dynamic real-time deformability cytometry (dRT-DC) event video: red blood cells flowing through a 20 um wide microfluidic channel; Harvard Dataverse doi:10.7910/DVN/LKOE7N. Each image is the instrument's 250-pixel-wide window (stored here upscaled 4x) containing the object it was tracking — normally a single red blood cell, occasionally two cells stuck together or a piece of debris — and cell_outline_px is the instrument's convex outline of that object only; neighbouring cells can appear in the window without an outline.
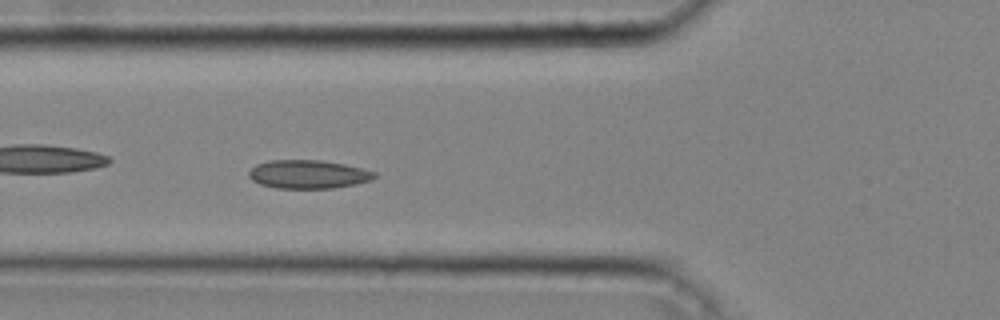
{"species": "common noctule bat (a hibernating species)", "species_latin": "Nyctalus noctula", "temperature_condition": "cold", "stored_images_in_passage": 44, "camera_frame_rate_fps": 3000, "um_per_image_px": 0.085, "animal": {"sex": "male", "body_mass_g": 20.4}, "frame": {"image": 1, "passage_image": 16, "time_ms": 5.0, "image_size_px": [1000, 320], "cell_outline_px": [[376, 176], [372, 180], [356, 184], [332, 188], [276, 188], [260, 184], [252, 180], [248, 176], [248, 172], [256, 164], [268, 160], [320, 160], [344, 164], [364, 168], [376, 172]], "centroid_in_image_um": [26.2, 14.81], "position_along_channel_um": 99.6, "area_um2": 20.98}}
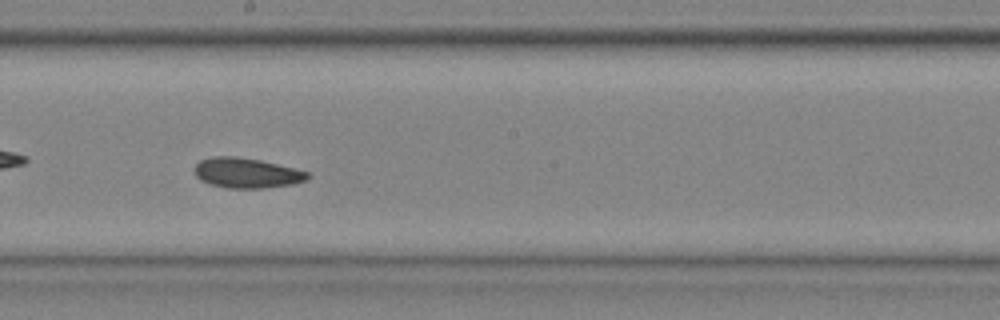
{"frame": {"image": 2, "passage_image": 25, "time_ms": 8.0, "image_size_px": [1000, 320], "cell_outline_px": [[312, 176], [304, 180], [292, 184], [264, 188], [228, 188], [212, 184], [200, 180], [196, 176], [192, 168], [200, 160], [212, 156], [236, 156], [260, 160], [308, 172]], "centroid_in_image_um": [20.91, 14.69], "position_along_channel_um": 227.3, "area_um2": 19.77}}
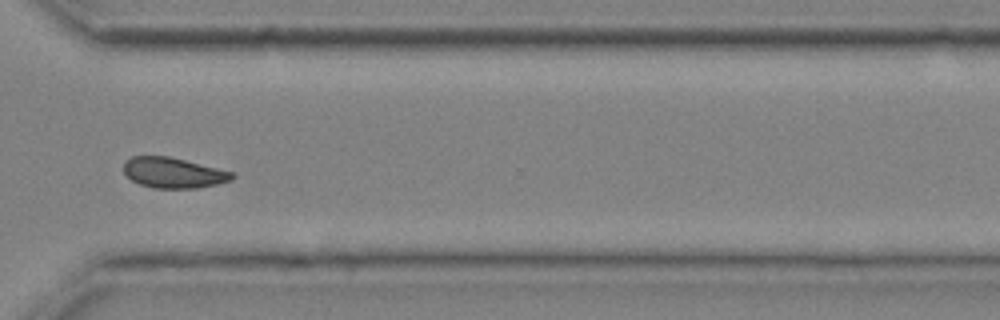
{"frame": {"image": 3, "passage_image": 34, "time_ms": 11.0, "image_size_px": [1000, 320], "cell_outline_px": [[236, 176], [232, 180], [216, 184], [196, 188], [152, 188], [140, 184], [132, 180], [124, 172], [124, 160], [132, 156], [168, 156], [236, 172]], "centroid_in_image_um": [14.76, 14.68], "position_along_channel_um": 355.8, "area_um2": 19.36}}